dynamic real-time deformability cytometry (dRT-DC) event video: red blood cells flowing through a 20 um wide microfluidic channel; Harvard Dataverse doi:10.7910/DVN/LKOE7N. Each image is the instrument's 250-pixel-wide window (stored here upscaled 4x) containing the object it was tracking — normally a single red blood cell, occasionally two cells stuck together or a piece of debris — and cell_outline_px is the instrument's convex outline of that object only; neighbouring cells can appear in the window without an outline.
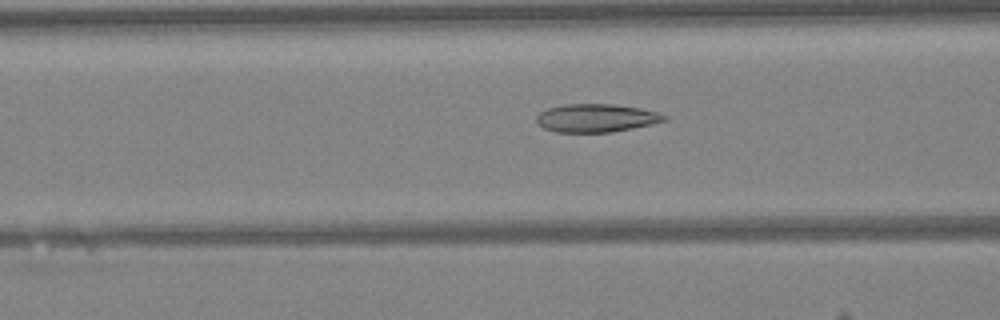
{"species": "Egyptian fruit bat (a non-hibernating species)", "species_latin": "Rousettus aegyptiacus", "temperature_condition": "warm", "stored_images_in_passage": 47, "camera_frame_rate_fps": 3000, "um_per_image_px": 0.085, "animal": {"sex": "female"}, "frame": {"image": 1, "passage_image": 18, "time_ms": 5.667, "image_size_px": [1000, 320], "cell_outline_px": [[668, 120], [652, 124], [612, 132], [556, 132], [544, 128], [536, 120], [536, 116], [540, 112], [548, 108], [564, 104], [612, 104], [640, 108], [656, 112], [668, 116]], "centroid_in_image_um": [50.69, 10.03], "position_along_channel_um": 115.9, "area_um2": 20.92}}
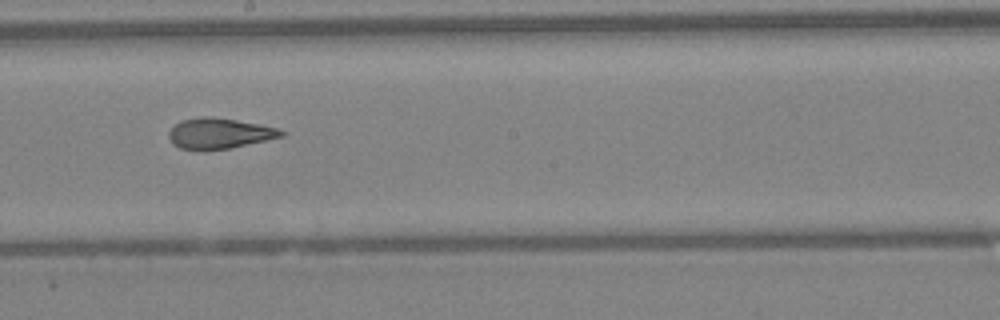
{"frame": {"image": 2, "passage_image": 26, "time_ms": 8.333, "image_size_px": [1000, 320], "cell_outline_px": [[288, 132], [284, 136], [228, 148], [180, 148], [172, 144], [168, 136], [168, 132], [180, 120], [204, 116], [236, 120], [260, 124], [276, 128]], "centroid_in_image_um": [18.65, 11.31], "position_along_channel_um": 229.5, "area_um2": 19.48}}
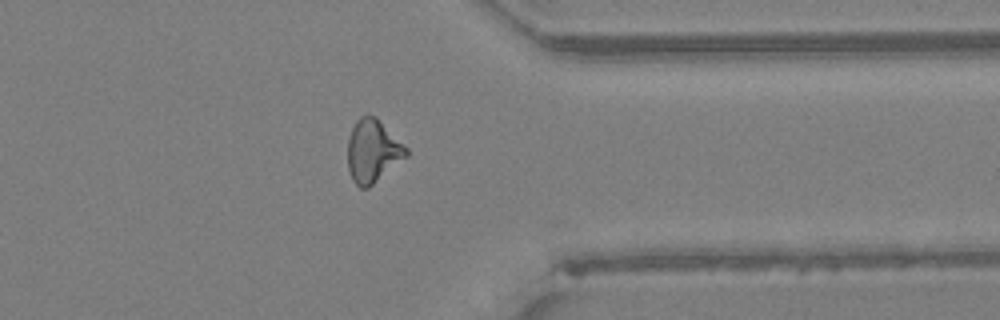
{"frame": {"image": 3, "passage_image": 37, "time_ms": 12.0, "image_size_px": [1000, 320], "cell_outline_px": [[408, 156], [368, 188], [360, 188], [352, 180], [348, 168], [348, 140], [352, 128], [356, 120], [360, 116], [376, 116], [408, 148]], "centroid_in_image_um": [31.69, 12.84], "position_along_channel_um": 379.7, "area_um2": 21.44}, "authors_computed_cell_mechanics": {"area_um2": 21.2126, "velocity_mm_per_s": 4.2761, "shape_relaxation_time_tau1_ms": null, "shape_relaxation_time_tau2_ms": 1.7819, "deformation_change_tau1": null, "deformation_change_tau2": 0.1133}}